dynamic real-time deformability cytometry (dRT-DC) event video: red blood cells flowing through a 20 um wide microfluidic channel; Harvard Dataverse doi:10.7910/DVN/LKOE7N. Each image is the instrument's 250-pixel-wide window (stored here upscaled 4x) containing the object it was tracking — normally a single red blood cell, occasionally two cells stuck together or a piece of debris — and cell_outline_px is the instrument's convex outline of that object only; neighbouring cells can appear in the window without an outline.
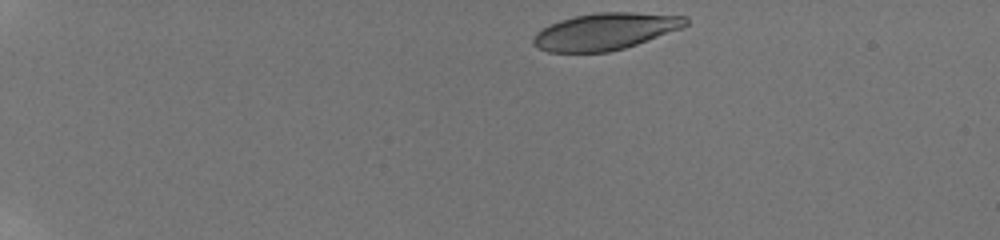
{"species": "human", "species_latin": "Homo sapiens", "temperature_condition": "room temperature", "stored_images_in_passage": 47, "camera_frame_rate_fps": 3000, "um_per_image_px": 0.085, "donor": {"sex": "male"}, "frame": {"image": 1, "passage_image": 1, "time_ms": 0.0, "image_size_px": [1000, 240], "cell_outline_px": [[688, 24], [680, 28], [636, 44], [624, 48], [608, 52], [548, 52], [532, 44], [532, 36], [536, 32], [548, 24], [560, 20], [576, 16], [596, 12], [632, 12], [684, 16], [688, 20]], "centroid_in_image_um": [51.38, 2.67], "position_along_channel_um": 33.6, "area_um2": 32.48}}
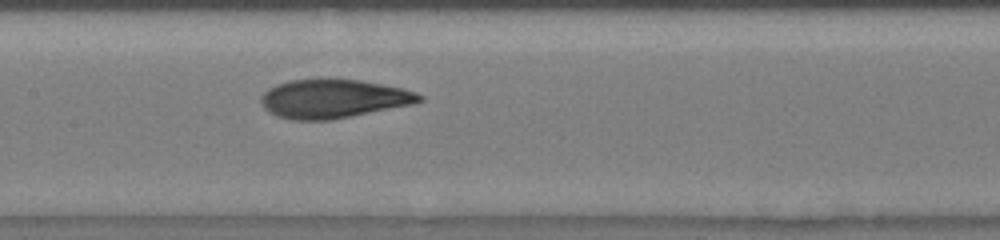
{"frame": {"image": 2, "passage_image": 19, "time_ms": 6.667, "image_size_px": [1000, 240], "cell_outline_px": [[424, 100], [412, 104], [332, 120], [292, 120], [276, 116], [268, 112], [264, 108], [260, 100], [260, 96], [268, 88], [276, 84], [288, 80], [360, 80], [400, 88], [416, 92], [424, 96]], "centroid_in_image_um": [28.3, 8.41], "position_along_channel_um": 179.1, "area_um2": 35.55}}
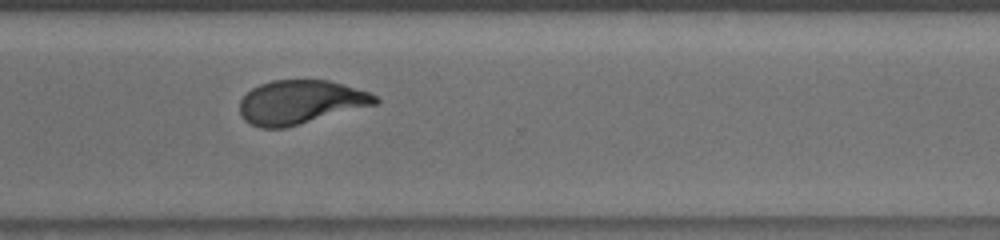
{"frame": {"image": 3, "passage_image": 35, "time_ms": 11.0, "image_size_px": [1000, 240], "cell_outline_px": [[380, 100], [376, 104], [284, 128], [260, 128], [244, 120], [240, 112], [240, 100], [252, 88], [260, 84], [272, 80], [328, 80], [344, 84], [368, 92], [376, 96]], "centroid_in_image_um": [25.52, 8.68], "position_along_channel_um": 345.1, "area_um2": 34.33}, "authors_computed_cell_mechanics": {"area_um2": 35.6048, "velocity_mm_per_s": 3.8369, "shape_relaxation_time_tau1_ms": 3.9423, "shape_relaxation_time_tau2_ms": 1.2678, "deformation_change_tau1": 0.1736, "deformation_change_tau2": 0.0691}}